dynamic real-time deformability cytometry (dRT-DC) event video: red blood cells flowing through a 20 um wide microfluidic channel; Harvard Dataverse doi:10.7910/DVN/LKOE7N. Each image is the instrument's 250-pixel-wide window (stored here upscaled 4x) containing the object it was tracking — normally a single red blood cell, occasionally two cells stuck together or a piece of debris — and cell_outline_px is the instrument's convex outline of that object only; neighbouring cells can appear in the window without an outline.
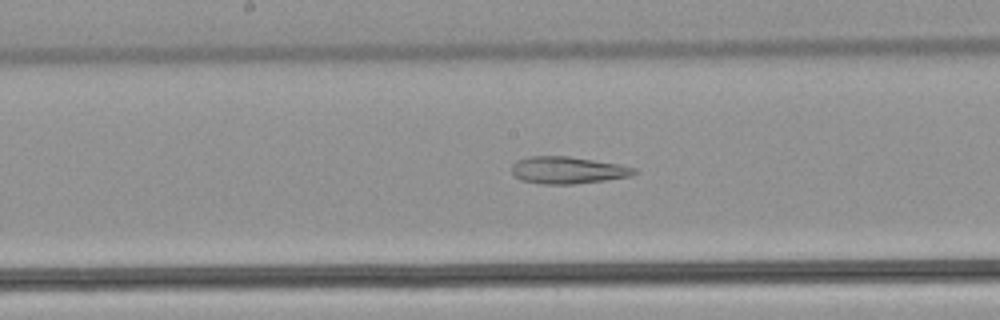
{"species": "common noctule bat (a hibernating species)", "species_latin": "Nyctalus noctula", "temperature_condition": "warm", "stored_images_in_passage": 20, "camera_frame_rate_fps": 3000, "um_per_image_px": 0.085, "animal": {"sex": "male", "body_mass_g": 21.5, "forearm_length_mm": 52.0}, "frame": {"image": 1, "passage_image": 15, "time_ms": 4.667, "image_size_px": [1000, 320], "cell_outline_px": [[636, 172], [632, 176], [604, 180], [572, 184], [540, 184], [520, 180], [512, 172], [512, 164], [516, 160], [528, 156], [568, 156], [616, 164], [636, 168]], "centroid_in_image_um": [48.2, 14.46], "position_along_channel_um": 200.0, "area_um2": 19.19}}
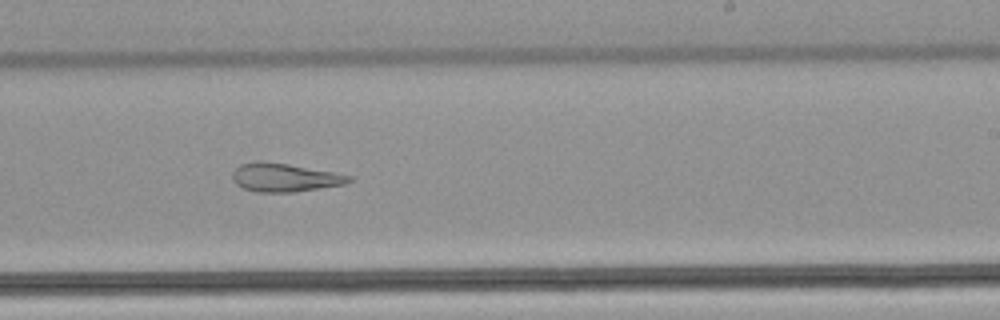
{"frame": {"image": 2, "passage_image": 20, "time_ms": 6.333, "image_size_px": [1000, 320], "cell_outline_px": [[352, 180], [344, 184], [292, 192], [256, 192], [244, 188], [236, 184], [232, 180], [232, 172], [240, 164], [260, 160], [288, 164], [332, 172], [352, 176]], "centroid_in_image_um": [24.13, 15.08], "position_along_channel_um": 264.9, "area_um2": 19.13}}